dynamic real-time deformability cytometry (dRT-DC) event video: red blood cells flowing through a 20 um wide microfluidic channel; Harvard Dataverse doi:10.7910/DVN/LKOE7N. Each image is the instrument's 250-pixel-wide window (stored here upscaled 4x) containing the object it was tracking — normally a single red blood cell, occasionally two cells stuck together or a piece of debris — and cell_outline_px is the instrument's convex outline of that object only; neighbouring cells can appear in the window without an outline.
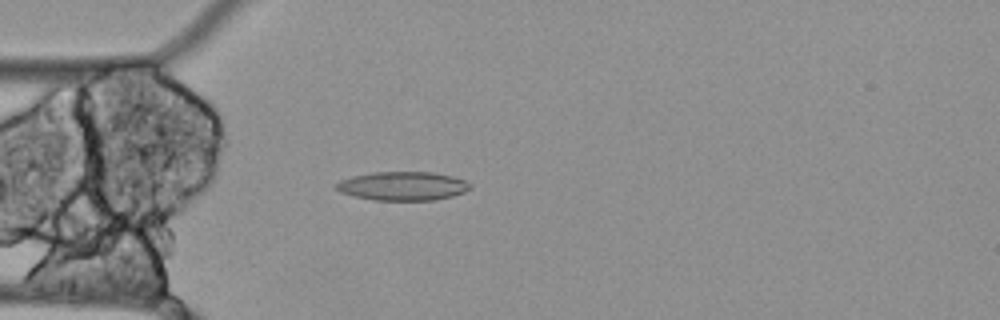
{"species": "Egyptian fruit bat (a non-hibernating species)", "species_latin": "Rousettus aegyptiacus", "temperature_condition": "cold", "stored_images_in_passage": 42, "camera_frame_rate_fps": 3000, "um_per_image_px": 0.085, "animal": {"sex": "female"}, "frame": {"image": 1, "passage_image": 1, "time_ms": 0.0, "image_size_px": [1000, 320], "cell_outline_px": [[472, 188], [464, 192], [452, 196], [436, 200], [372, 200], [340, 192], [332, 184], [340, 180], [352, 176], [372, 172], [432, 172], [452, 176], [464, 180], [472, 184]], "centroid_in_image_um": [34.23, 15.81], "position_along_channel_um": 50.8, "area_um2": 22.6}}
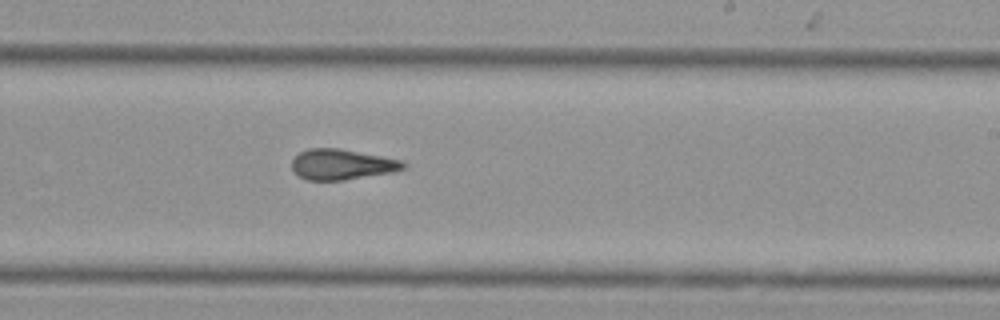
{"frame": {"image": 2, "passage_image": 19, "time_ms": 6.0, "image_size_px": [1000, 320], "cell_outline_px": [[408, 168], [396, 172], [344, 180], [308, 180], [300, 176], [292, 168], [292, 160], [300, 152], [308, 148], [340, 148], [404, 160], [408, 164]], "centroid_in_image_um": [29.16, 13.97], "position_along_channel_um": 259.8, "area_um2": 20.11}}
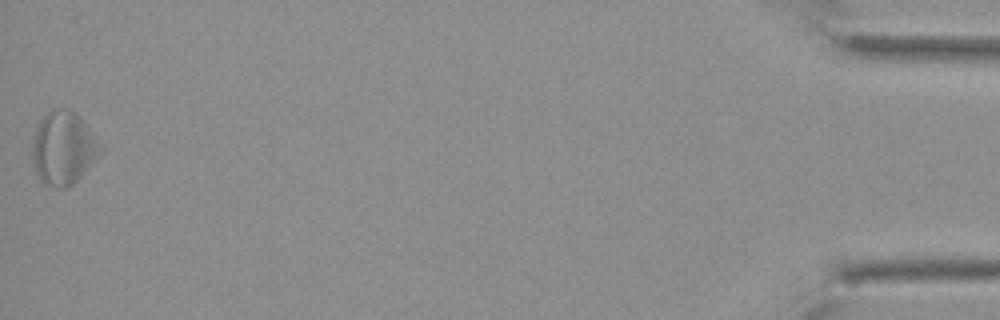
{"frame": {"image": 3, "passage_image": 42, "time_ms": 13.667, "image_size_px": [1000, 320], "cell_outline_px": [[104, 148], [84, 172], [68, 188], [56, 188], [44, 184], [36, 172], [32, 156], [32, 136], [40, 120], [52, 108], [68, 108], [76, 112], [104, 144]], "centroid_in_image_um": [5.4, 12.55], "position_along_channel_um": 429.8, "area_um2": 29.36}, "authors_computed_cell_mechanics": {"area_um2": 21.0392, "velocity_mm_per_s": 3.4394, "shape_relaxation_time_tau1_ms": null, "shape_relaxation_time_tau2_ms": 3.8828, "deformation_change_tau1": null, "deformation_change_tau2": 0.1497}}